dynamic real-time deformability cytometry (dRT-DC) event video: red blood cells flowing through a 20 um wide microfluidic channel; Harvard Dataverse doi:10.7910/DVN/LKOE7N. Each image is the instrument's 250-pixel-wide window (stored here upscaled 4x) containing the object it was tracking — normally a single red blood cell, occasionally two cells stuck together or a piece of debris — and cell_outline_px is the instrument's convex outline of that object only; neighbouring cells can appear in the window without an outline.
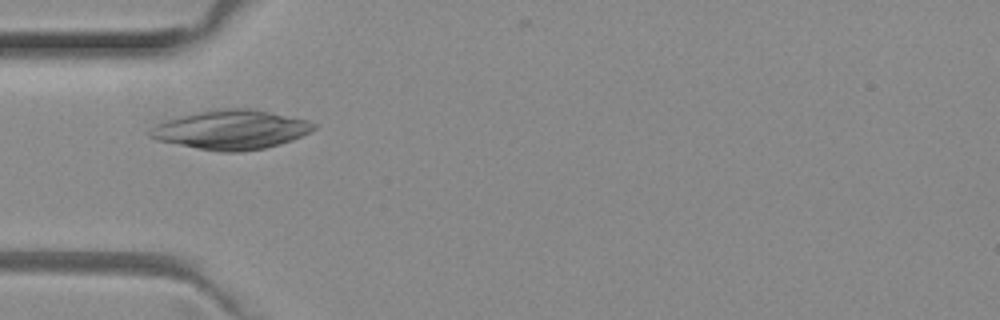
{"species": "common noctule bat (a hibernating species)", "species_latin": "Nyctalus noctula", "temperature_condition": "room temperature", "stored_images_in_passage": 33, "camera_frame_rate_fps": 3000, "um_per_image_px": 0.085, "animal": {"sex": "female", "body_mass_g": 29.2, "forearm_length_mm": 56.3}, "frame": {"image": 1, "passage_image": 1, "time_ms": 0.0, "image_size_px": [1000, 320], "cell_outline_px": [[316, 128], [312, 132], [292, 140], [280, 144], [264, 148], [240, 152], [220, 152], [196, 148], [156, 140], [148, 136], [148, 132], [156, 124], [180, 116], [220, 108], [256, 108], [308, 120], [316, 124]], "centroid_in_image_um": [19.69, 11.02], "position_along_channel_um": 65.3, "area_um2": 37.63}}
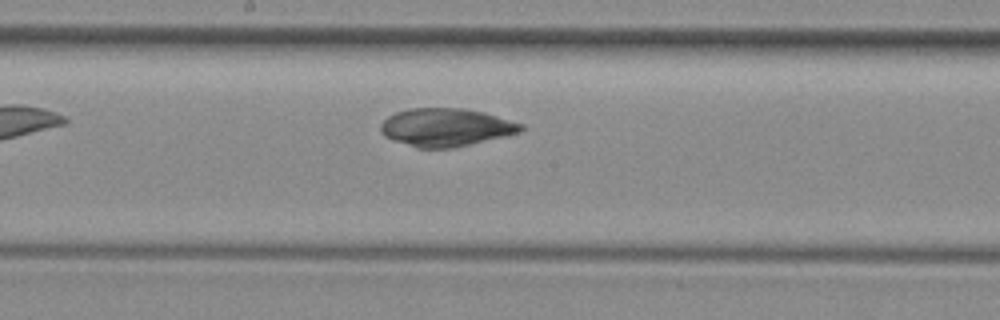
{"frame": {"image": 2, "passage_image": 12, "time_ms": 3.667, "image_size_px": [1000, 320], "cell_outline_px": [[524, 128], [520, 132], [452, 148], [416, 148], [392, 140], [384, 136], [380, 132], [380, 124], [388, 116], [396, 112], [408, 108], [464, 108], [484, 112], [524, 124]], "centroid_in_image_um": [37.86, 10.82], "position_along_channel_um": 210.3, "area_um2": 31.1}}
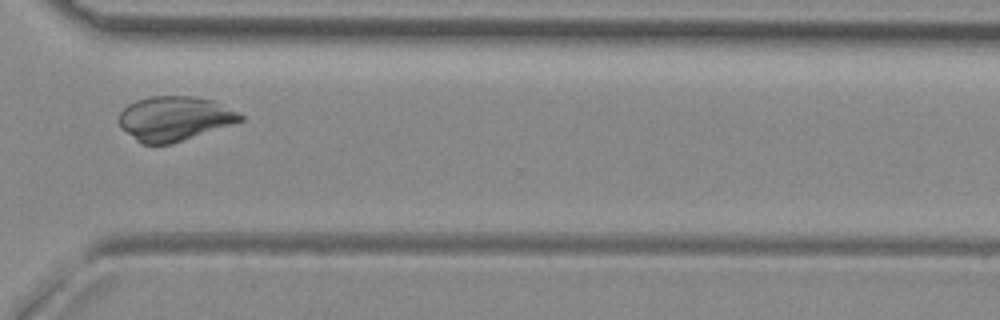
{"frame": {"image": 3, "passage_image": 23, "time_ms": 7.333, "image_size_px": [1000, 320], "cell_outline_px": [[244, 120], [172, 144], [140, 144], [120, 128], [120, 112], [128, 104], [136, 100], [152, 96], [196, 96], [212, 100], [244, 116]], "centroid_in_image_um": [14.79, 10.08], "position_along_channel_um": 355.8, "area_um2": 31.33}}